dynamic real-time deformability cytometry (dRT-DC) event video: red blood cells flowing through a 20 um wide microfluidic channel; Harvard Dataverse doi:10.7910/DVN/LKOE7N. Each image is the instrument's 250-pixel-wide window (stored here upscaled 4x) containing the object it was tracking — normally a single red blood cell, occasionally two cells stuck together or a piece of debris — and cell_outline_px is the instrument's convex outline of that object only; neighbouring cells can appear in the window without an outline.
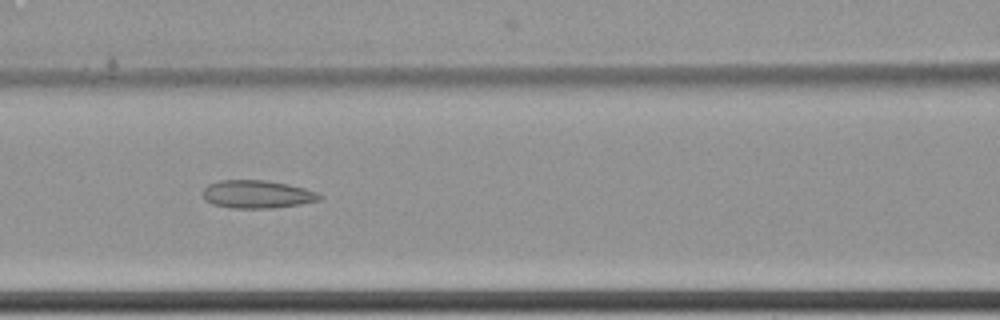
{"species": "common noctule bat (a hibernating species)", "species_latin": "Nyctalus noctula", "temperature_condition": "cold", "stored_images_in_passage": 12, "camera_frame_rate_fps": 3000, "um_per_image_px": 0.085, "animal": {"sex": "female", "body_mass_g": 22.7, "forearm_length_mm": 54.2}, "frame": {"image": 1, "passage_image": 9, "time_ms": 2.667, "image_size_px": [1000, 320], "cell_outline_px": [[324, 196], [320, 200], [300, 204], [272, 208], [232, 208], [212, 204], [204, 200], [200, 192], [208, 184], [220, 180], [264, 180], [288, 184], [304, 188], [316, 192]], "centroid_in_image_um": [21.81, 16.51], "position_along_channel_um": 144.8, "area_um2": 19.19}}
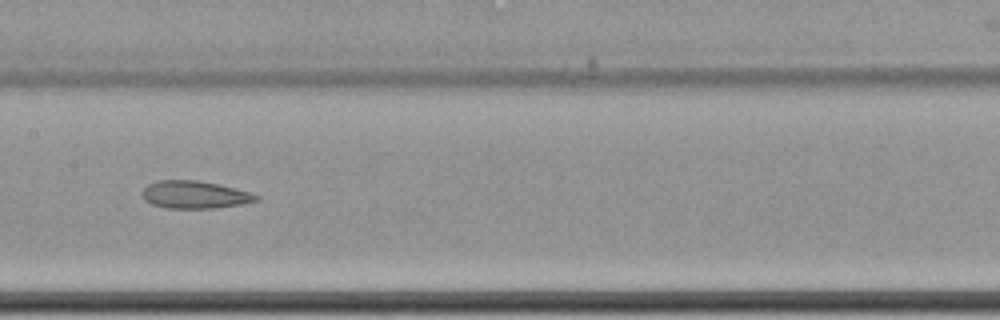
{"frame": {"image": 2, "passage_image": 10, "time_ms": 3.0, "image_size_px": [1000, 320], "cell_outline_px": [[260, 200], [240, 204], [216, 208], [164, 208], [152, 204], [144, 200], [144, 188], [148, 184], [160, 180], [200, 180], [220, 184], [248, 192], [260, 196]], "centroid_in_image_um": [16.56, 16.55], "position_along_channel_um": 190.8, "area_um2": 18.26}}
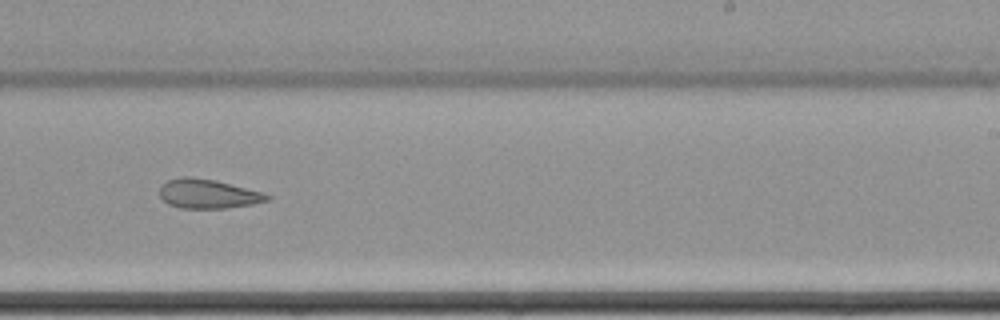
{"frame": {"image": 3, "passage_image": 12, "time_ms": 3.667, "image_size_px": [1000, 320], "cell_outline_px": [[272, 196], [268, 200], [252, 204], [224, 208], [180, 208], [168, 204], [160, 196], [160, 188], [168, 180], [184, 176], [188, 176], [216, 180], [260, 192]], "centroid_in_image_um": [17.65, 16.47], "position_along_channel_um": 271.3, "area_um2": 18.03}}